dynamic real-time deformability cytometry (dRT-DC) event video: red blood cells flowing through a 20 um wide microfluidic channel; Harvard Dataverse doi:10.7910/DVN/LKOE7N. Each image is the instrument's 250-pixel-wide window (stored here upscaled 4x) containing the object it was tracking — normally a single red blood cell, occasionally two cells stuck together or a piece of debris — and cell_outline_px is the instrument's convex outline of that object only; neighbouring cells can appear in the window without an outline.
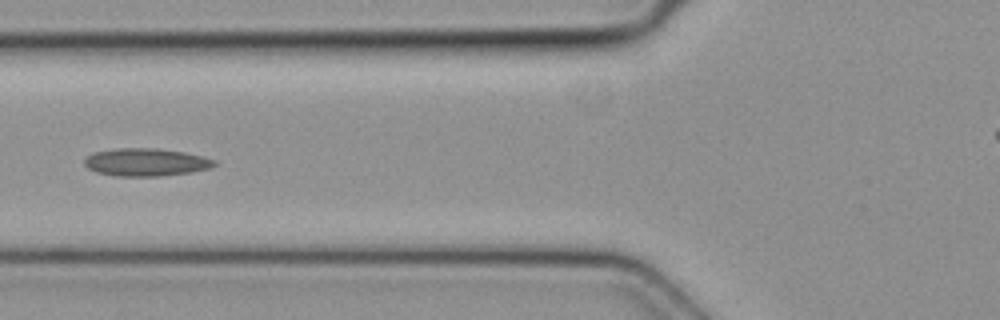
{"species": "common noctule bat (a hibernating species)", "species_latin": "Nyctalus noctula", "temperature_condition": "cold", "stored_images_in_passage": 4, "camera_frame_rate_fps": 3000, "um_per_image_px": 0.085, "animal": {"sex": "female", "body_mass_g": 19.3, "forearm_length_mm": 54.1}, "frame": {"image": 1, "passage_image": 4, "time_ms": 1.0, "image_size_px": [1000, 320], "cell_outline_px": [[216, 164], [212, 168], [192, 172], [160, 176], [116, 176], [96, 172], [88, 168], [84, 164], [84, 160], [92, 152], [116, 148], [156, 148], [184, 152], [204, 156], [216, 160]], "centroid_in_image_um": [12.42, 13.78], "position_along_channel_um": 113.4, "area_um2": 21.21}}